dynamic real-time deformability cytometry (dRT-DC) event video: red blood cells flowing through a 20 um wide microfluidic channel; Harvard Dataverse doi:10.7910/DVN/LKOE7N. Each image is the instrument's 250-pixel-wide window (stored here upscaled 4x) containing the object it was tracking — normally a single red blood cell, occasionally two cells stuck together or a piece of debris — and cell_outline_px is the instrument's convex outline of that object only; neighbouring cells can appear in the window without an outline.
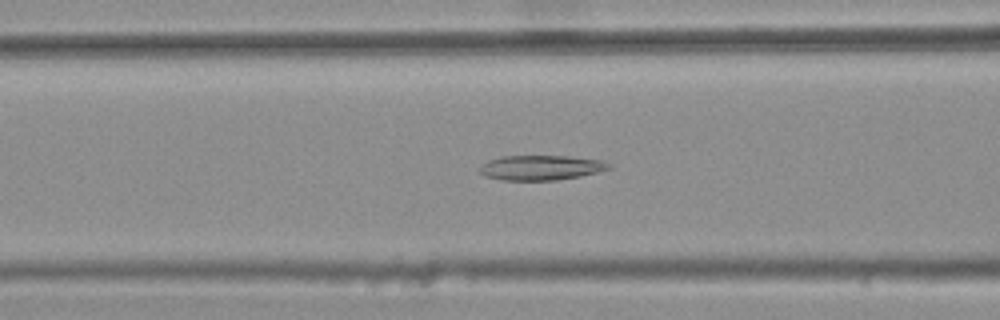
{"species": "common noctule bat (a hibernating species)", "species_latin": "Nyctalus noctula", "temperature_condition": "warm", "stored_images_in_passage": 41, "camera_frame_rate_fps": 3000, "um_per_image_px": 0.085, "animal": {"sex": "female", "body_mass_g": 25.1}, "frame": {"image": 1, "passage_image": 16, "time_ms": 5.0, "image_size_px": [1000, 320], "cell_outline_px": [[612, 168], [580, 176], [556, 180], [500, 180], [484, 176], [480, 172], [480, 168], [488, 160], [500, 156], [568, 156], [600, 160], [612, 164]], "centroid_in_image_um": [45.98, 14.25], "position_along_channel_um": 120.6, "area_um2": 18.67}}
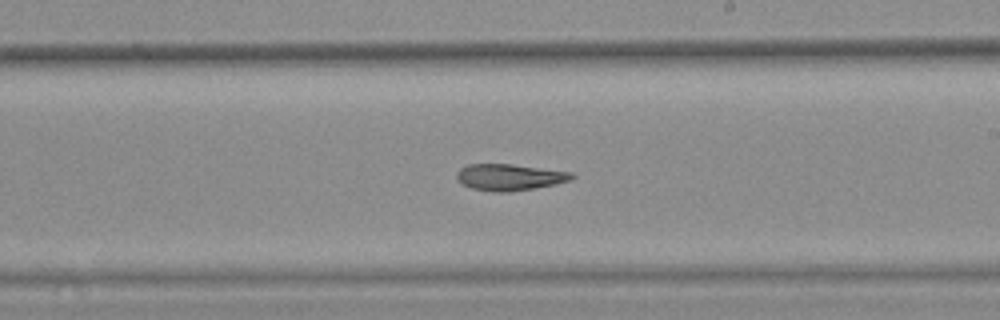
{"frame": {"image": 2, "passage_image": 26, "time_ms": 8.333, "image_size_px": [1000, 320], "cell_outline_px": [[576, 176], [572, 180], [556, 184], [508, 192], [496, 192], [472, 188], [464, 184], [456, 176], [456, 172], [460, 168], [468, 164], [512, 164], [572, 172]], "centroid_in_image_um": [43.34, 15.05], "position_along_channel_um": 245.7, "area_um2": 17.63}}
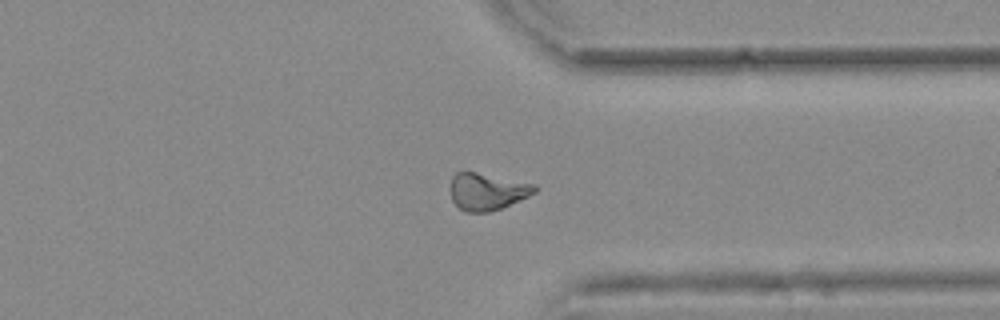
{"frame": {"image": 3, "passage_image": 36, "time_ms": 11.667, "image_size_px": [1000, 320], "cell_outline_px": [[540, 188], [536, 192], [528, 196], [500, 208], [488, 212], [464, 212], [452, 200], [452, 176], [456, 172], [476, 172], [536, 184]], "centroid_in_image_um": [41.44, 16.27], "position_along_channel_um": 370.0, "area_um2": 17.98}, "authors_computed_cell_mechanics": {"area_um2": 18.5538, "velocity_mm_per_s": 3.7588, "shape_relaxation_time_tau1_ms": null, "shape_relaxation_time_tau2_ms": 9.5489, "deformation_change_tau1": null, "deformation_change_tau2": 0.1929}}